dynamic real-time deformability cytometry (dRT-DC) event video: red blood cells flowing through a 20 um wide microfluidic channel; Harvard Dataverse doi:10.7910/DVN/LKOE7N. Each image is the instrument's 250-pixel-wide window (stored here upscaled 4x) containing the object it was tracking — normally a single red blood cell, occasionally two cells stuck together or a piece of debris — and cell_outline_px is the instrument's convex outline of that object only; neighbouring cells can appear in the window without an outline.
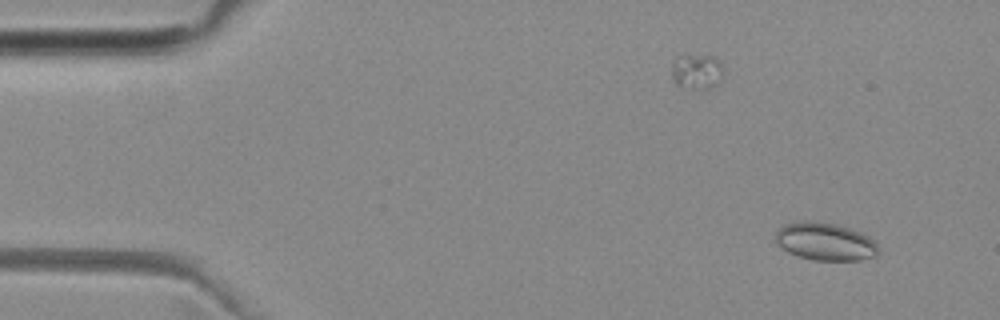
{"species": "common noctule bat (a hibernating species)", "species_latin": "Nyctalus noctula", "temperature_condition": "room temperature", "stored_images_in_passage": 51, "camera_frame_rate_fps": 3000, "um_per_image_px": 0.085, "animal": {"sex": "female", "body_mass_g": 29.2, "forearm_length_mm": 56.3}, "frame": {"image": 1, "passage_image": 4, "time_ms": 1.0, "image_size_px": [1000, 320], "cell_outline_px": [[880, 252], [876, 256], [860, 260], [812, 260], [788, 252], [776, 244], [776, 232], [784, 224], [796, 220], [812, 220], [836, 224], [860, 232], [868, 236], [880, 248]], "centroid_in_image_um": [70.13, 20.52], "position_along_channel_um": 14.9, "area_um2": 22.83}}
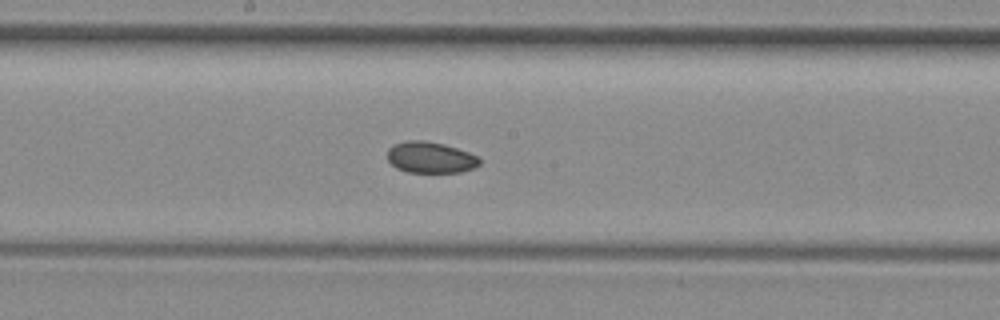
{"frame": {"image": 2, "passage_image": 27, "time_ms": 8.667, "image_size_px": [1000, 320], "cell_outline_px": [[480, 164], [472, 168], [460, 172], [408, 172], [396, 168], [388, 160], [388, 148], [392, 144], [404, 140], [424, 140], [444, 144], [480, 156]], "centroid_in_image_um": [36.57, 13.37], "position_along_channel_um": 211.6, "area_um2": 16.88}}
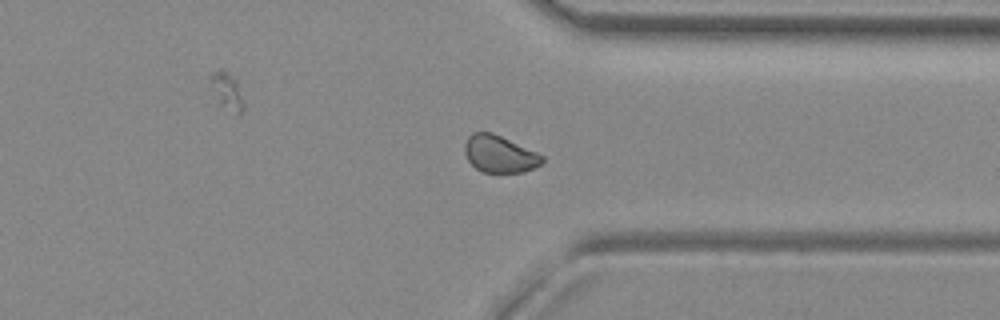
{"frame": {"image": 3, "passage_image": 39, "time_ms": 12.667, "image_size_px": [1000, 320], "cell_outline_px": [[544, 160], [540, 164], [524, 172], [480, 172], [468, 160], [464, 152], [464, 144], [468, 136], [472, 132], [492, 132], [536, 152], [544, 156]], "centroid_in_image_um": [42.43, 13.09], "position_along_channel_um": 369.0, "area_um2": 16.65}, "authors_computed_cell_mechanics": {"area_um2": 17.5134, "velocity_mm_per_s": 3.9694, "shape_relaxation_time_tau1_ms": null, "shape_relaxation_time_tau2_ms": 6.4664, "deformation_change_tau1": null, "deformation_change_tau2": 0.0612}}